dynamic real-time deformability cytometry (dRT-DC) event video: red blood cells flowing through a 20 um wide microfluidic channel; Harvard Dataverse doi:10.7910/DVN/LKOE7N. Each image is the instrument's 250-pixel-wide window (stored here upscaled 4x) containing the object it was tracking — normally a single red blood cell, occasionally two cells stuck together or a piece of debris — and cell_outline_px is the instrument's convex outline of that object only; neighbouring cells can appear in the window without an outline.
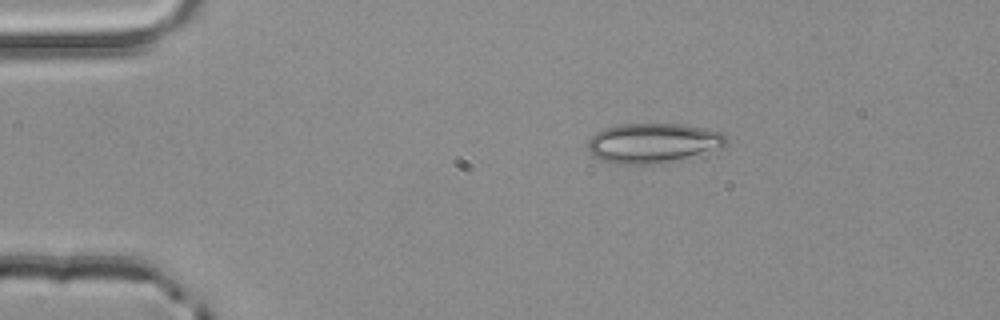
{"species": "common noctule bat (a hibernating species)", "species_latin": "Nyctalus noctula", "temperature_condition": "room temperature", "stored_images_in_passage": 2, "camera_frame_rate_fps": 3000, "um_per_image_px": 0.085, "animal": {"sex": "male", "body_mass_g": 20.4}, "frame": {"image": 1, "passage_image": 1, "time_ms": 0.0, "image_size_px": [1000, 320], "cell_outline_px": [[728, 144], [720, 148], [684, 160], [664, 164], [616, 164], [600, 160], [592, 156], [588, 148], [588, 140], [596, 132], [604, 128], [620, 124], [680, 124], [704, 128], [724, 132]], "centroid_in_image_um": [55.53, 12.18], "position_along_channel_um": 29.5, "area_um2": 32.71}}